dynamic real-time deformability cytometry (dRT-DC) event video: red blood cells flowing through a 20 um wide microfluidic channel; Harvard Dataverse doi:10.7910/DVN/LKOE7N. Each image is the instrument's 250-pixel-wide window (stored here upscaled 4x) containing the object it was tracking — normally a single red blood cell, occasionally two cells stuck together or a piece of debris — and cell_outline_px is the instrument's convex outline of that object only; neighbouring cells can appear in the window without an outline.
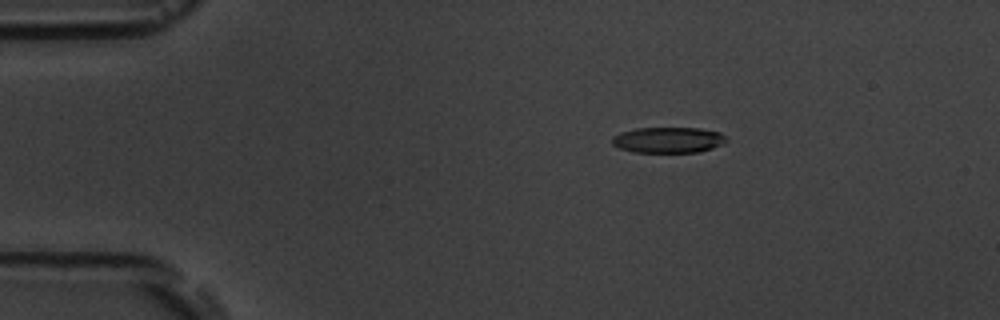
{"species": "common noctule bat (a hibernating species)", "species_latin": "Nyctalus noctula", "temperature_condition": "room temperature", "stored_images_in_passage": 3, "camera_frame_rate_fps": 3000, "um_per_image_px": 0.085, "animal": {"sex": "male", "body_mass_g": 19.5, "forearm_length_mm": 54.6}, "frame": {"image": 1, "passage_image": 1, "time_ms": 0.0, "image_size_px": [1000, 320], "cell_outline_px": [[728, 140], [724, 144], [700, 152], [632, 152], [620, 148], [612, 144], [612, 136], [620, 132], [636, 128], [700, 128], [720, 132]], "centroid_in_image_um": [56.8, 11.89], "position_along_channel_um": 28.2, "area_um2": 17.28}}